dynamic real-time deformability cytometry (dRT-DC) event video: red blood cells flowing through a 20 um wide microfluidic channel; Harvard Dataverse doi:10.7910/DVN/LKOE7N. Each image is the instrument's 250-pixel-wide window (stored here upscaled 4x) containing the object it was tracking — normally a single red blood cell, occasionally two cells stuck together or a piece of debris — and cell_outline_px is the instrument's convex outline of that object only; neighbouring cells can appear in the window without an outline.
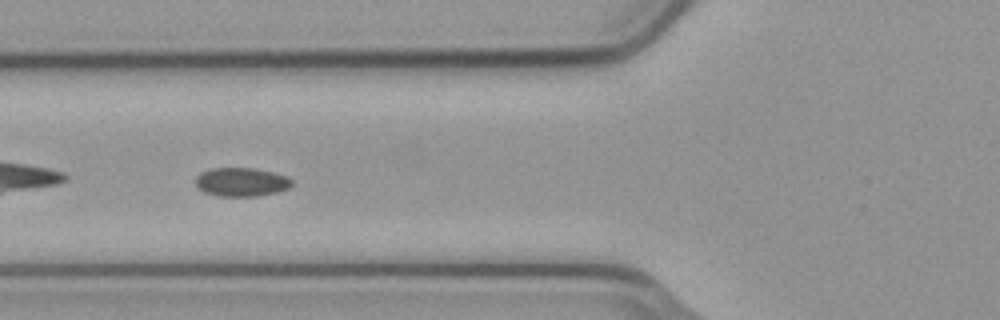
{"species": "common noctule bat (a hibernating species)", "species_latin": "Nyctalus noctula", "temperature_condition": "cold", "stored_images_in_passage": 39, "camera_frame_rate_fps": 3000, "um_per_image_px": 0.085, "animal": {"sex": "male", "body_mass_g": 23.1, "forearm_length_mm": 52.7}, "frame": {"image": 1, "passage_image": 4, "time_ms": 1.0, "image_size_px": [1000, 320], "cell_outline_px": [[292, 184], [288, 188], [276, 192], [256, 196], [216, 196], [204, 192], [196, 188], [196, 176], [200, 172], [212, 168], [256, 168], [288, 176], [292, 180]], "centroid_in_image_um": [20.49, 15.47], "position_along_channel_um": 105.3, "area_um2": 16.24}}
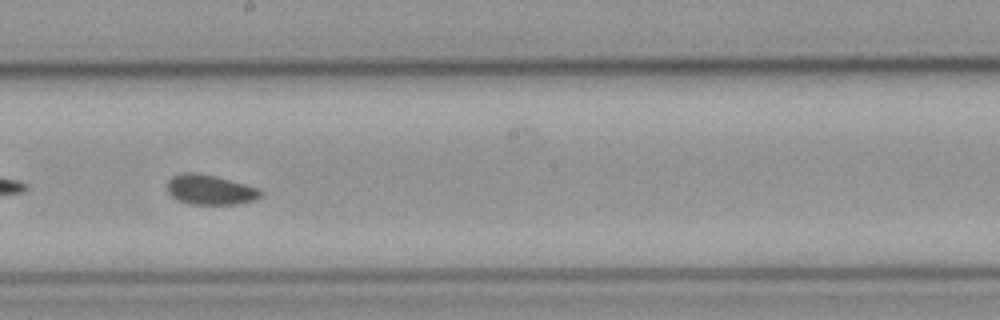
{"frame": {"image": 2, "passage_image": 14, "time_ms": 4.333, "image_size_px": [1000, 320], "cell_outline_px": [[264, 196], [256, 200], [236, 204], [188, 204], [176, 200], [168, 192], [168, 180], [172, 176], [184, 172], [196, 172], [216, 176], [260, 188], [264, 192]], "centroid_in_image_um": [17.9, 16.13], "position_along_channel_um": 230.3, "area_um2": 16.59}}
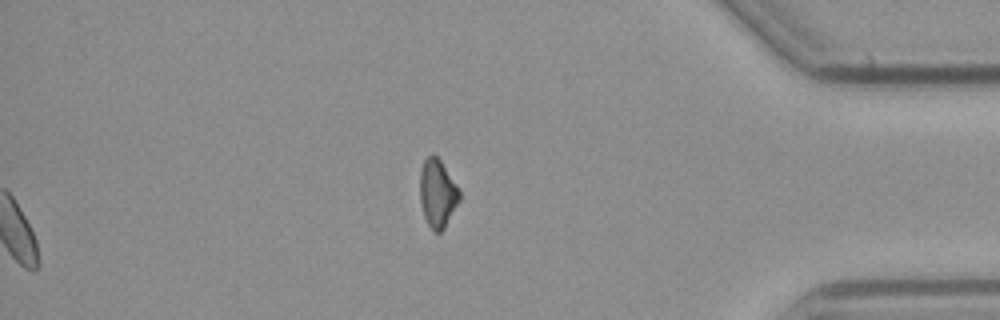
{"frame": {"image": 3, "passage_image": 39, "time_ms": 12.667, "image_size_px": [1000, 320], "cell_outline_px": [[460, 200], [444, 228], [440, 232], [432, 232], [424, 216], [420, 200], [420, 168], [424, 160], [432, 152], [440, 160], [460, 192]], "centroid_in_image_um": [37.16, 16.44], "position_along_channel_um": 398.0, "area_um2": 15.55}, "authors_computed_cell_mechanics": {"area_um2": 16.184, "velocity_mm_per_s": 3.7258, "shape_relaxation_time_tau1_ms": null, "shape_relaxation_time_tau2_ms": 4.8401, "deformation_change_tau1": null, "deformation_change_tau2": 0.0651}}